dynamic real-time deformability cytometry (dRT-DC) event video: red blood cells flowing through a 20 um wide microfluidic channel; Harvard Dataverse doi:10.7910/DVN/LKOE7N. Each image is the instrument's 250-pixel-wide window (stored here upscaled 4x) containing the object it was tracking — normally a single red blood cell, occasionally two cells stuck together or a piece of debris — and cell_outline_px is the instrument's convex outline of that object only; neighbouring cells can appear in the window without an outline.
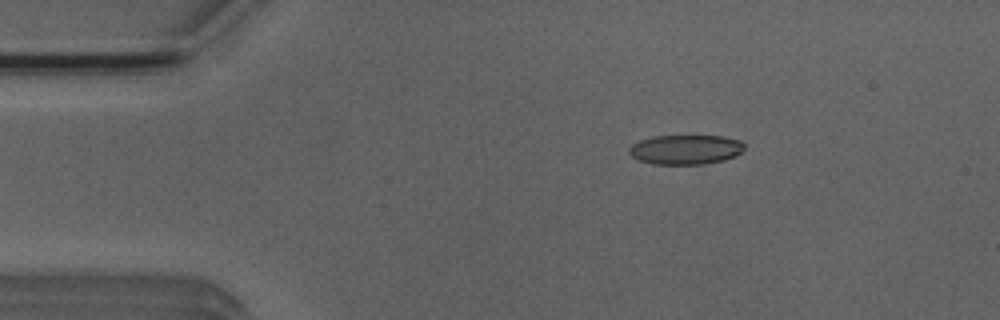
{"species": "Egyptian fruit bat (a non-hibernating species)", "species_latin": "Rousettus aegyptiacus", "temperature_condition": "room temperature", "stored_images_in_passage": 7, "camera_frame_rate_fps": 3000, "um_per_image_px": 0.085, "animal": {"sex": "male"}, "frame": {"image": 1, "passage_image": 3, "time_ms": 2.333, "image_size_px": [1000, 320], "cell_outline_px": [[744, 148], [736, 156], [724, 160], [704, 164], [652, 164], [640, 160], [632, 156], [628, 152], [628, 148], [632, 144], [640, 140], [652, 136], [724, 136], [740, 140], [744, 144]], "centroid_in_image_um": [58.27, 12.71], "position_along_channel_um": 26.7, "area_um2": 19.94}}